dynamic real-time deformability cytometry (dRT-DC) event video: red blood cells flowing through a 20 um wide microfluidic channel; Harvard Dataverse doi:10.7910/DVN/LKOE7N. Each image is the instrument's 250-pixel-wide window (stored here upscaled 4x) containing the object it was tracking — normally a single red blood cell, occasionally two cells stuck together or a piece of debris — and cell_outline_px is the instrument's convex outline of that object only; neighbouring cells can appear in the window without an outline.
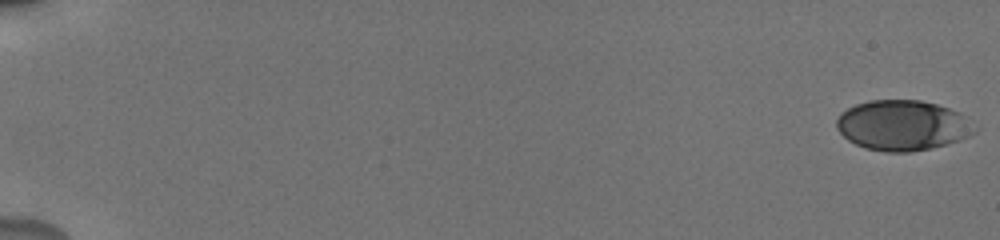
{"species": "human", "species_latin": "Homo sapiens", "temperature_condition": "cold", "stored_images_in_passage": 56, "camera_frame_rate_fps": 3000, "um_per_image_px": 0.085, "donor": {"sex": "male"}, "frame": {"image": 1, "passage_image": 1, "time_ms": 0.0, "image_size_px": [1000, 240], "cell_outline_px": [[980, 128], [976, 132], [968, 136], [932, 148], [908, 152], [888, 152], [864, 148], [848, 140], [836, 128], [836, 120], [840, 112], [856, 104], [868, 100], [920, 100], [936, 104], [960, 112]], "centroid_in_image_um": [76.72, 10.65], "position_along_channel_um": 8.3, "area_um2": 40.58}}
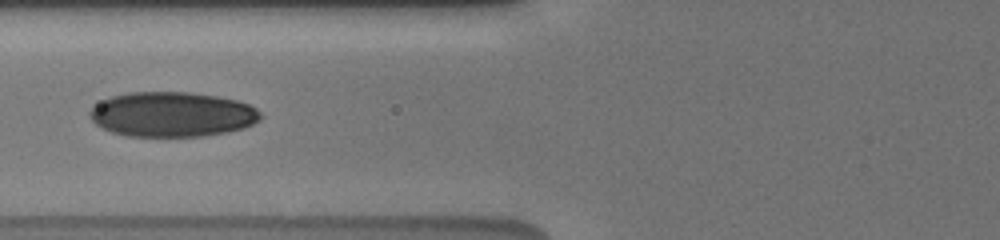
{"frame": {"image": 2, "passage_image": 25, "time_ms": 8.0, "image_size_px": [1000, 240], "cell_outline_px": [[264, 116], [260, 120], [244, 128], [228, 132], [204, 136], [128, 136], [112, 132], [96, 124], [92, 120], [88, 112], [92, 108], [104, 100], [112, 96], [128, 92], [188, 92], [216, 96], [236, 100], [248, 104], [256, 108]], "centroid_in_image_um": [14.67, 9.72], "position_along_channel_um": 111.1, "area_um2": 44.62}}
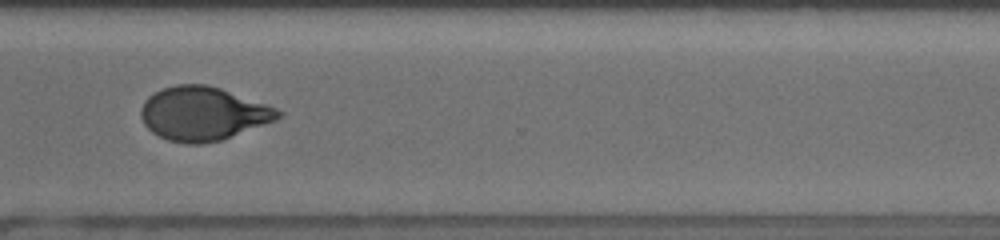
{"frame": {"image": 3, "passage_image": 44, "time_ms": 14.333, "image_size_px": [1000, 240], "cell_outline_px": [[284, 112], [276, 120], [220, 140], [200, 144], [184, 144], [168, 140], [152, 132], [144, 124], [140, 116], [140, 108], [144, 100], [148, 96], [164, 88], [176, 84], [204, 84], [220, 88], [276, 108]], "centroid_in_image_um": [17.22, 9.66], "position_along_channel_um": 353.4, "area_um2": 42.6}, "authors_computed_cell_mechanics": {"area_um2": 42.2807, "velocity_mm_per_s": 3.8284, "shape_relaxation_time_tau1_ms": 4.6577, "shape_relaxation_time_tau2_ms": 1.2444, "deformation_change_tau1": 0.1576, "deformation_change_tau2": 0.0563}}